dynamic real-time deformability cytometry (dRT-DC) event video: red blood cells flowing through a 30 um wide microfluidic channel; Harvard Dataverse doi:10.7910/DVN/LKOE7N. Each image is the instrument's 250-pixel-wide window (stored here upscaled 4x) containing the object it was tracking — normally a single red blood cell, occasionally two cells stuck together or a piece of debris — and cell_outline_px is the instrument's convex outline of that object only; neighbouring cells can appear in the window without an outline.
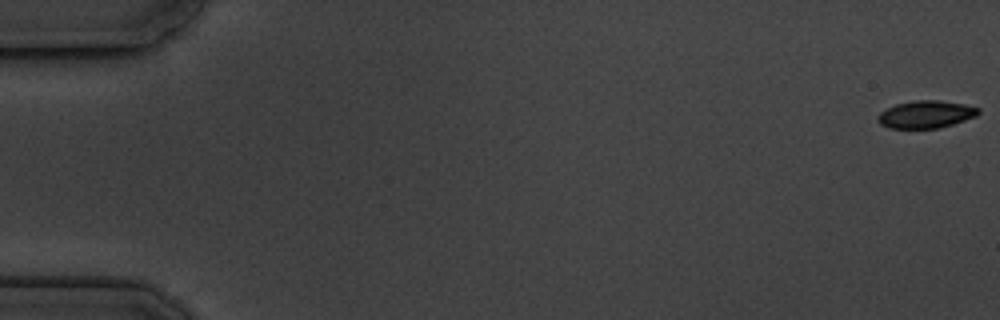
{"species": "common noctule bat (a hibernating species)", "species_latin": "Nyctalus noctula", "temperature_condition": "cold", "stored_images_in_passage": 5, "camera_frame_rate_fps": 3000, "um_per_image_px": 0.085, "animal": {"sex": "male", "body_mass_g": 19.5, "forearm_length_mm": 54.6}, "frame": {"image": 1, "passage_image": 1, "time_ms": 0.0, "image_size_px": [1000, 320], "cell_outline_px": [[980, 112], [976, 116], [940, 128], [888, 128], [880, 124], [876, 120], [876, 116], [880, 112], [896, 104], [916, 100], [940, 100], [964, 104], [980, 108]], "centroid_in_image_um": [78.68, 9.72], "position_along_channel_um": 6.3, "area_um2": 16.13}}
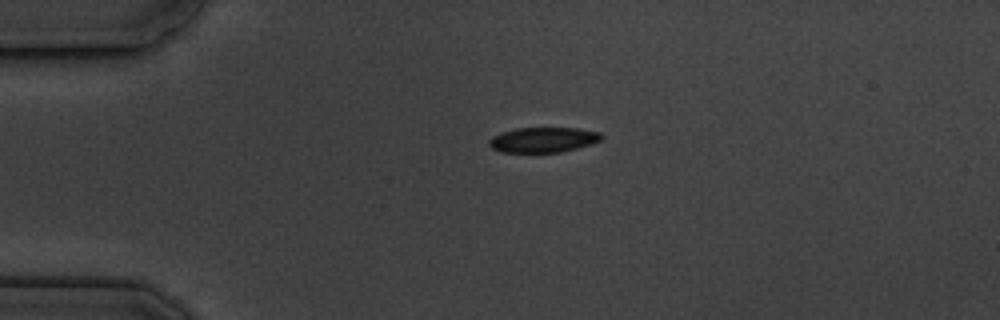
{"frame": {"image": 2, "passage_image": 4, "time_ms": 4.333, "image_size_px": [1000, 320], "cell_outline_px": [[604, 136], [600, 140], [592, 144], [560, 152], [500, 152], [492, 148], [488, 144], [488, 140], [492, 136], [500, 132], [516, 128], [580, 128], [600, 132]], "centroid_in_image_um": [46.16, 11.87], "position_along_channel_um": 38.8, "area_um2": 16.59}}